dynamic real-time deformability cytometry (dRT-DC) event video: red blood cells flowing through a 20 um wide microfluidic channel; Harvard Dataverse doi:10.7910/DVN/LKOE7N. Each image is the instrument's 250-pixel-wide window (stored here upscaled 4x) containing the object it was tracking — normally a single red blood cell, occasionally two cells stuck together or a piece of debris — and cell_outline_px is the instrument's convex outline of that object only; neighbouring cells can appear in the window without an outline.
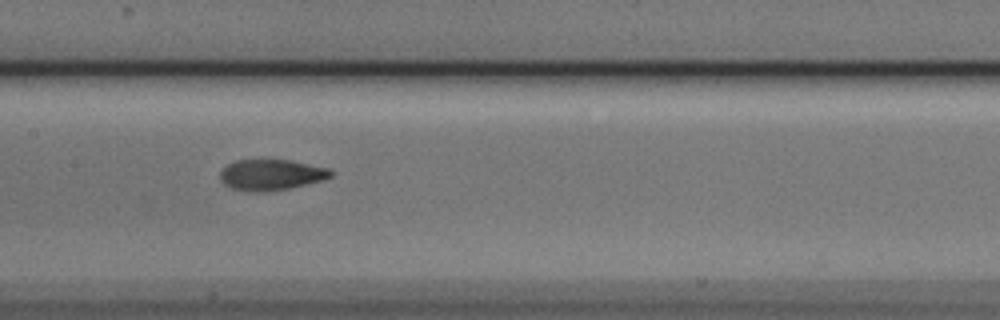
{"species": "Egyptian fruit bat (a non-hibernating species)", "species_latin": "Rousettus aegyptiacus", "temperature_condition": "cold", "stored_images_in_passage": 17, "camera_frame_rate_fps": 3000, "um_per_image_px": 0.085, "animal": {"sex": "male"}, "frame": {"image": 1, "passage_image": 7, "time_ms": 2.0, "image_size_px": [1000, 320], "cell_outline_px": [[332, 176], [320, 180], [288, 188], [256, 192], [252, 192], [232, 188], [224, 184], [220, 180], [220, 172], [228, 164], [236, 160], [288, 160], [328, 168], [332, 172]], "centroid_in_image_um": [23.0, 14.85], "position_along_channel_um": 184.4, "area_um2": 19.42}}
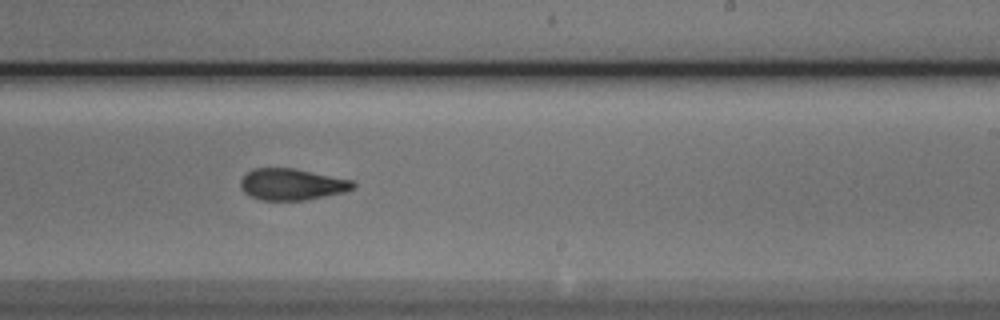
{"frame": {"image": 2, "passage_image": 11, "time_ms": 3.333, "image_size_px": [1000, 320], "cell_outline_px": [[356, 184], [352, 188], [344, 192], [304, 200], [260, 200], [244, 192], [240, 188], [240, 180], [252, 168], [292, 168], [352, 180]], "centroid_in_image_um": [24.77, 15.67], "position_along_channel_um": 264.2, "area_um2": 20.4}}
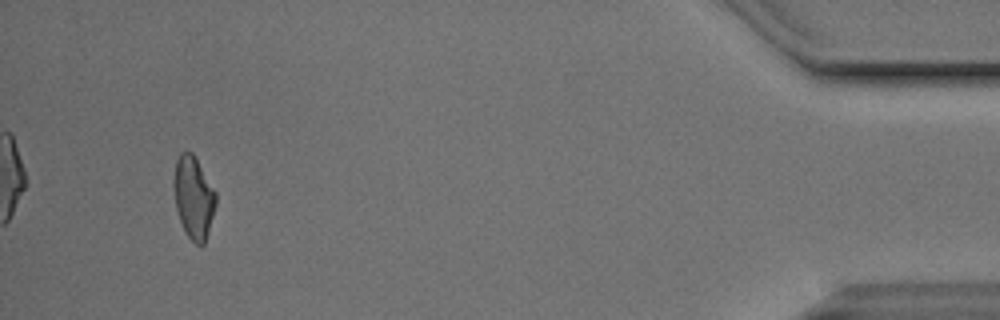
{"frame": {"image": 3, "passage_image": 16, "time_ms": 5.0, "image_size_px": [1000, 320], "cell_outline_px": [[216, 204], [208, 232], [204, 244], [196, 244], [184, 232], [176, 208], [172, 184], [172, 180], [176, 160], [180, 152], [192, 152], [216, 192]], "centroid_in_image_um": [16.43, 16.77], "position_along_channel_um": 418.8, "area_um2": 20.17}}